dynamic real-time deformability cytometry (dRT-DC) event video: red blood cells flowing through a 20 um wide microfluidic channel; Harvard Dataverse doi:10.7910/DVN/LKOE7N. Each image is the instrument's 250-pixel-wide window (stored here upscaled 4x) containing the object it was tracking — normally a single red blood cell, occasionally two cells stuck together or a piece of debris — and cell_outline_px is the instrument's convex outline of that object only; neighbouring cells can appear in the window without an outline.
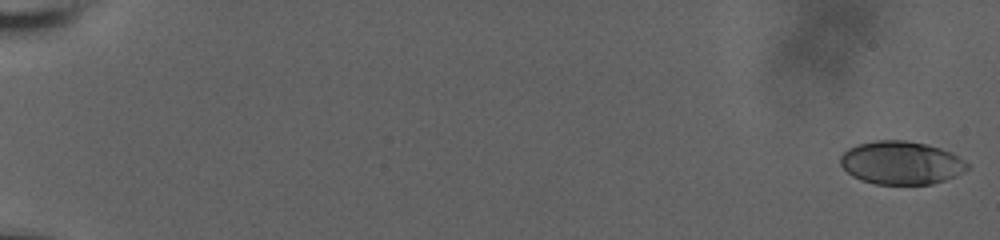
{"species": "human", "species_latin": "Homo sapiens", "temperature_condition": "room temperature", "stored_images_in_passage": 60, "camera_frame_rate_fps": 3000, "um_per_image_px": 0.085, "donor": {"sex": "male"}, "frame": {"image": 1, "passage_image": 1, "time_ms": 0.0, "image_size_px": [1000, 240], "cell_outline_px": [[968, 168], [964, 172], [956, 176], [932, 184], [876, 184], [860, 180], [852, 176], [840, 164], [840, 156], [848, 148], [856, 144], [876, 140], [904, 140], [924, 144], [940, 148], [952, 152], [964, 160], [968, 164]], "centroid_in_image_um": [76.59, 13.84], "position_along_channel_um": 8.4, "area_um2": 32.02}}
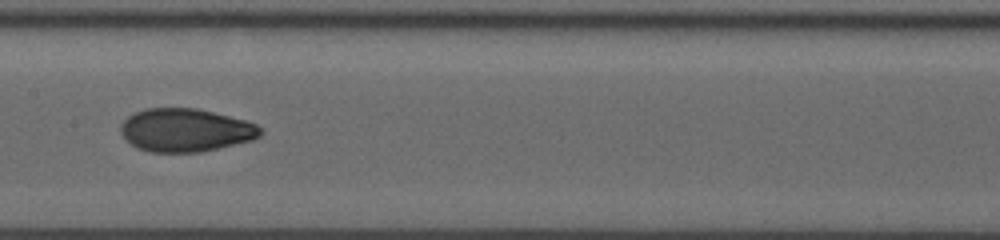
{"frame": {"image": 2, "passage_image": 34, "time_ms": 11.0, "image_size_px": [1000, 240], "cell_outline_px": [[264, 132], [260, 136], [252, 140], [200, 152], [152, 152], [136, 148], [120, 132], [120, 124], [128, 116], [144, 108], [196, 108], [244, 120], [256, 124]], "centroid_in_image_um": [15.76, 11.06], "position_along_channel_um": 191.6, "area_um2": 34.97}}
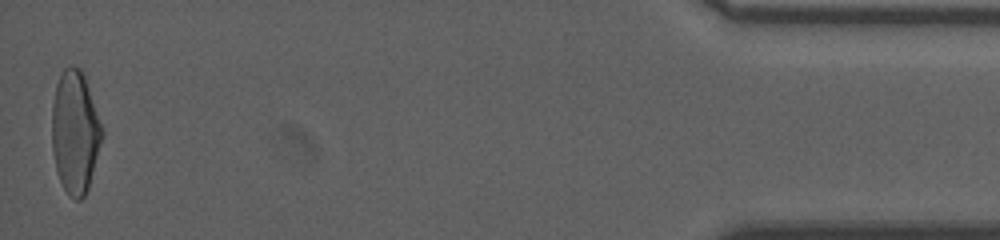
{"frame": {"image": 3, "passage_image": 60, "time_ms": 19.667, "image_size_px": [1000, 240], "cell_outline_px": [[104, 136], [88, 188], [84, 196], [80, 200], [76, 200], [68, 196], [56, 172], [52, 152], [52, 104], [56, 84], [64, 68], [68, 64], [72, 64], [80, 68], [84, 76], [104, 132]], "centroid_in_image_um": [6.37, 11.24], "position_along_channel_um": 428.8, "area_um2": 36.07}, "authors_computed_cell_mechanics": {"area_um2": 33.9575, "velocity_mm_per_s": 3.6744, "shape_relaxation_time_tau1_ms": 6.6556, "shape_relaxation_time_tau2_ms": 1.5358, "deformation_change_tau1": 0.2042, "deformation_change_tau2": 0.0636}}